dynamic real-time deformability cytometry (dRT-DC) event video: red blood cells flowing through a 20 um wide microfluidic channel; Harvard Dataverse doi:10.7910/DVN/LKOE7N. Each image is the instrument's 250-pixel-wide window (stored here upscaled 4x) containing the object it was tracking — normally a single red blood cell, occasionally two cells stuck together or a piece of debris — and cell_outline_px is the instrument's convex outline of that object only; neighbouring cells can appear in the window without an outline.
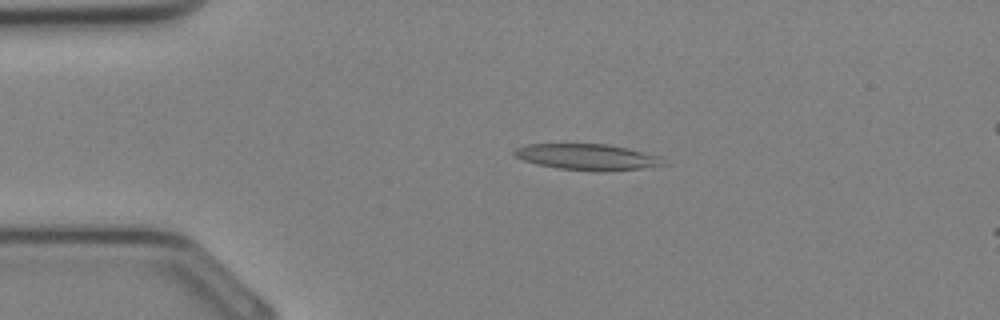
{"species": "Egyptian fruit bat (a non-hibernating species)", "species_latin": "Rousettus aegyptiacus", "temperature_condition": "cold", "stored_images_in_passage": 32, "camera_frame_rate_fps": 3000, "um_per_image_px": 0.085, "animal": {"sex": "female"}, "frame": {"image": 1, "passage_image": 5, "time_ms": 1.333, "image_size_px": [1000, 320], "cell_outline_px": [[668, 164], [640, 168], [600, 172], [596, 172], [560, 168], [540, 164], [524, 160], [516, 156], [512, 152], [516, 148], [528, 144], [608, 144], [628, 148], [660, 156]], "centroid_in_image_um": [49.96, 13.34], "position_along_channel_um": 35.0, "area_um2": 22.48}}
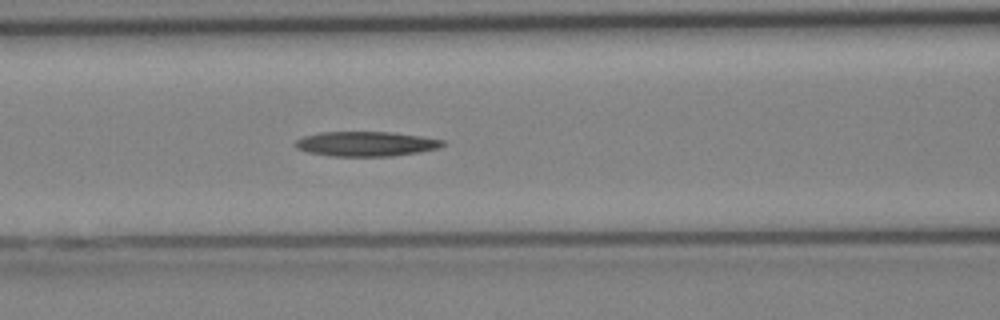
{"frame": {"image": 2, "passage_image": 12, "time_ms": 3.667, "image_size_px": [1000, 320], "cell_outline_px": [[448, 144], [436, 148], [420, 152], [392, 156], [332, 156], [308, 152], [296, 148], [292, 144], [296, 140], [304, 136], [320, 132], [392, 132], [424, 136], [444, 140]], "centroid_in_image_um": [31.13, 12.22], "position_along_channel_um": 135.5, "area_um2": 21.44}}
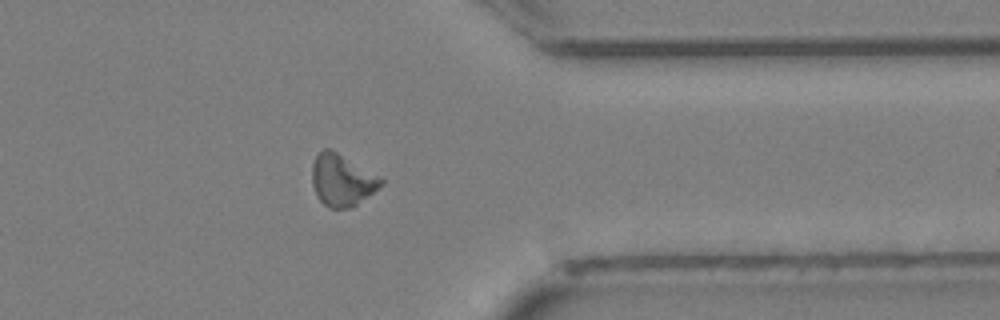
{"frame": {"image": 3, "passage_image": 25, "time_ms": 8.0, "image_size_px": [1000, 320], "cell_outline_px": [[384, 184], [356, 204], [348, 208], [332, 208], [324, 204], [320, 200], [312, 184], [312, 164], [316, 156], [324, 148], [332, 148], [380, 176], [384, 180]], "centroid_in_image_um": [29.07, 15.27], "position_along_channel_um": 382.3, "area_um2": 20.75}}